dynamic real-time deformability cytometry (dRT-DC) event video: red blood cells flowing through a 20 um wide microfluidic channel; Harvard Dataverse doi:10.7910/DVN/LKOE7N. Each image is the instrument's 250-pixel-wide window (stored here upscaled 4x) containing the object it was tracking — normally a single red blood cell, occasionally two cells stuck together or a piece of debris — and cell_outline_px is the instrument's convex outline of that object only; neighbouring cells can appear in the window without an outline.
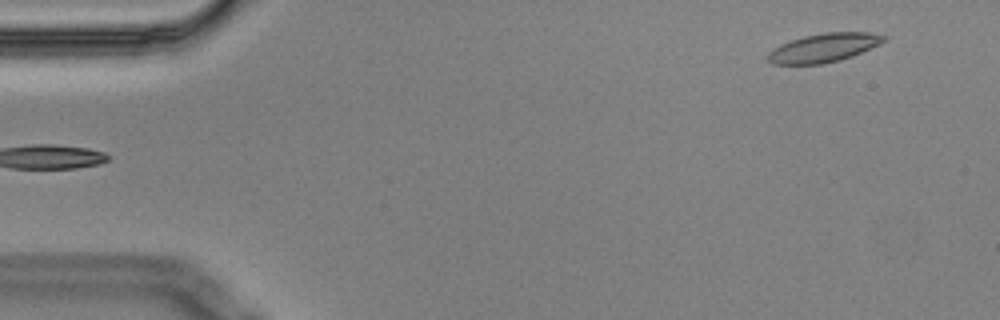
{"species": "Egyptian fruit bat (a non-hibernating species)", "species_latin": "Rousettus aegyptiacus", "temperature_condition": "cold", "stored_images_in_passage": 3, "camera_frame_rate_fps": 3000, "um_per_image_px": 0.085, "animal": {"sex": "male"}, "frame": {"image": 1, "passage_image": 3, "time_ms": 0.667, "image_size_px": [1000, 320], "cell_outline_px": [[888, 40], [880, 44], [852, 56], [840, 60], [824, 64], [772, 64], [768, 60], [768, 52], [772, 48], [780, 44], [804, 36], [824, 32], [868, 32], [888, 36]], "centroid_in_image_um": [70.04, 4.05], "position_along_channel_um": 15.0, "area_um2": 19.54}}